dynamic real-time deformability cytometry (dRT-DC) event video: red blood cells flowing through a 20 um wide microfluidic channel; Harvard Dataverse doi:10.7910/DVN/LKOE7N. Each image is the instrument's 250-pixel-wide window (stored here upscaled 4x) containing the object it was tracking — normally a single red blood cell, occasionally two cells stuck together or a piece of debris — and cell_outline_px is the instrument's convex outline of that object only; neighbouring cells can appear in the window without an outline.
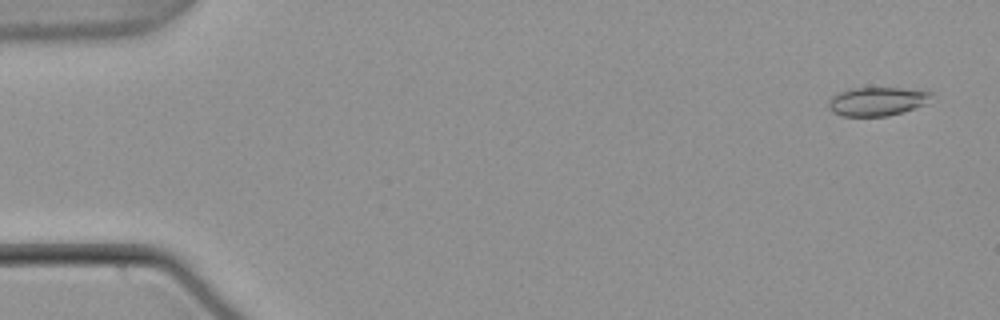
{"species": "common noctule bat (a hibernating species)", "species_latin": "Nyctalus noctula", "temperature_condition": "warm", "stored_images_in_passage": 55, "camera_frame_rate_fps": 3000, "um_per_image_px": 0.085, "animal": {"sex": "male", "body_mass_g": 21.5, "forearm_length_mm": 52.0}, "frame": {"image": 1, "passage_image": 3, "time_ms": 0.667, "image_size_px": [1000, 320], "cell_outline_px": [[936, 92], [924, 104], [888, 116], [844, 116], [832, 112], [828, 108], [828, 104], [832, 96], [840, 92], [852, 88], [928, 88]], "centroid_in_image_um": [74.62, 8.59], "position_along_channel_um": 10.4, "area_um2": 17.4}}
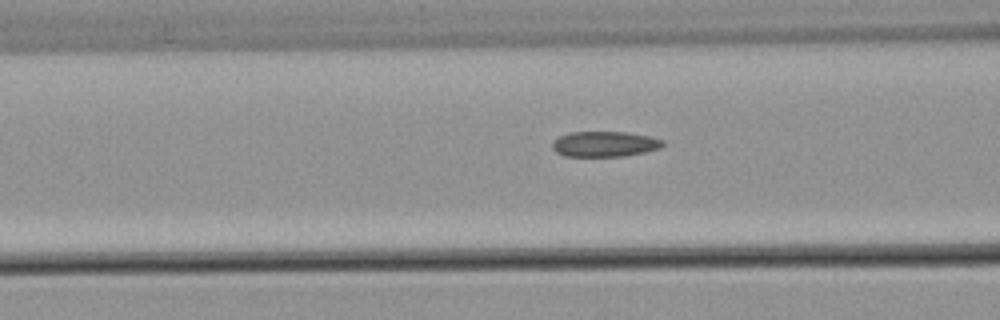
{"frame": {"image": 2, "passage_image": 22, "time_ms": 7.0, "image_size_px": [1000, 320], "cell_outline_px": [[664, 144], [660, 148], [644, 152], [624, 156], [564, 156], [556, 152], [552, 148], [552, 144], [560, 136], [568, 132], [628, 132], [648, 136], [664, 140]], "centroid_in_image_um": [51.4, 12.24], "position_along_channel_um": 115.2, "area_um2": 16.3}}
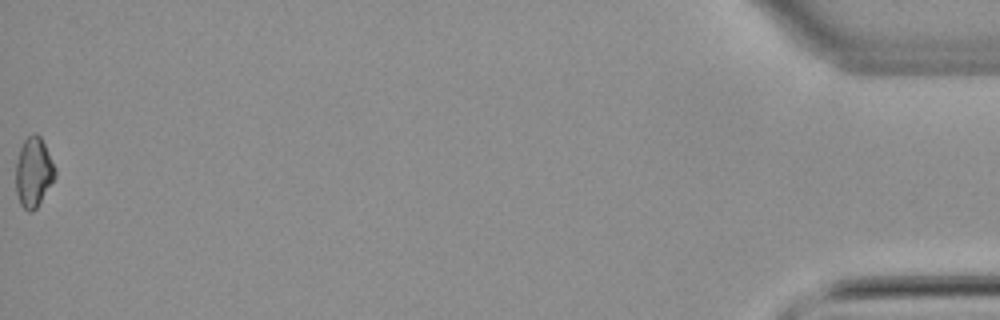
{"frame": {"image": 3, "passage_image": 55, "time_ms": 18.0, "image_size_px": [1000, 320], "cell_outline_px": [[56, 176], [36, 208], [32, 212], [28, 212], [20, 204], [16, 192], [16, 160], [20, 148], [24, 140], [32, 132], [36, 132], [40, 136], [56, 168]], "centroid_in_image_um": [2.85, 14.62], "position_along_channel_um": 432.4, "area_um2": 15.95}, "authors_computed_cell_mechanics": {"area_um2": 16.5886, "velocity_mm_per_s": 3.8143, "shape_relaxation_time_tau1_ms": null, "shape_relaxation_time_tau2_ms": 10.623, "deformation_change_tau1": null, "deformation_change_tau2": 0.1678}}